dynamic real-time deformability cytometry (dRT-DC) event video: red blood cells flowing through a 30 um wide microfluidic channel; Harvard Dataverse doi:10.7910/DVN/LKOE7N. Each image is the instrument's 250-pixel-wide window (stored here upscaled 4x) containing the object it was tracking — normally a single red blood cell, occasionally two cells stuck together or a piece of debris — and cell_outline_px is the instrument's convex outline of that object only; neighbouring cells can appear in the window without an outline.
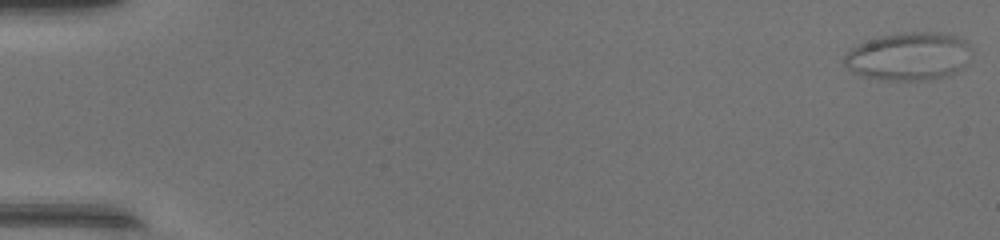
{"species": "common noctule bat (a hibernating species)", "species_latin": "Nyctalus noctula", "temperature_condition": "warm", "stored_images_in_passage": 50, "segment_of_instrument_passage": [1, 2], "camera_frame_rate_fps": 3000, "um_per_image_px": 0.085, "animal": {"sex": "female", "body_mass_g": 17.0, "forearm_length_mm": 48.0}, "frame": {"image": 1, "passage_image": 1, "time_ms": 0.0, "image_size_px": [1000, 240], "cell_outline_px": [[972, 52], [964, 68], [948, 76], [928, 80], [880, 80], [860, 76], [852, 72], [844, 64], [844, 56], [856, 44], [880, 36], [896, 32], [940, 32], [956, 36], [968, 40], [972, 48]], "centroid_in_image_um": [77.28, 4.79], "position_along_channel_um": 7.7, "area_um2": 36.41}}
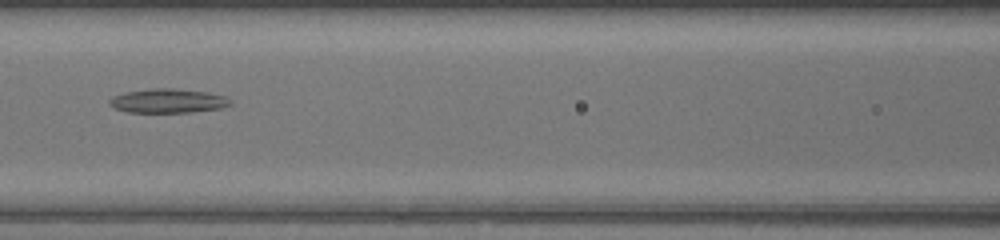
{"frame": {"image": 2, "passage_image": 24, "time_ms": 7.667, "image_size_px": [1000, 240], "cell_outline_px": [[232, 104], [220, 108], [192, 112], [128, 112], [116, 108], [108, 104], [108, 100], [112, 96], [124, 92], [152, 88], [172, 88], [208, 92], [224, 96], [232, 100]], "centroid_in_image_um": [14.27, 8.56], "position_along_channel_um": 152.3, "area_um2": 17.05}}
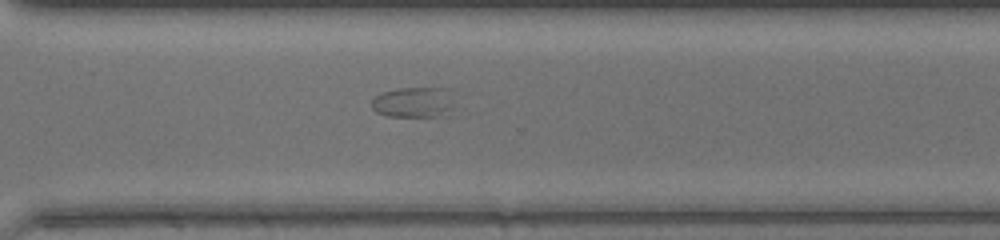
{"frame": {"image": 3, "passage_image": 37, "time_ms": 12.0, "image_size_px": [1000, 240], "cell_outline_px": [[452, 116], [388, 116], [376, 112], [372, 108], [372, 100], [380, 92], [400, 88], [452, 88]], "centroid_in_image_um": [35.23, 8.69], "position_along_channel_um": 335.4, "area_um2": 15.09}}